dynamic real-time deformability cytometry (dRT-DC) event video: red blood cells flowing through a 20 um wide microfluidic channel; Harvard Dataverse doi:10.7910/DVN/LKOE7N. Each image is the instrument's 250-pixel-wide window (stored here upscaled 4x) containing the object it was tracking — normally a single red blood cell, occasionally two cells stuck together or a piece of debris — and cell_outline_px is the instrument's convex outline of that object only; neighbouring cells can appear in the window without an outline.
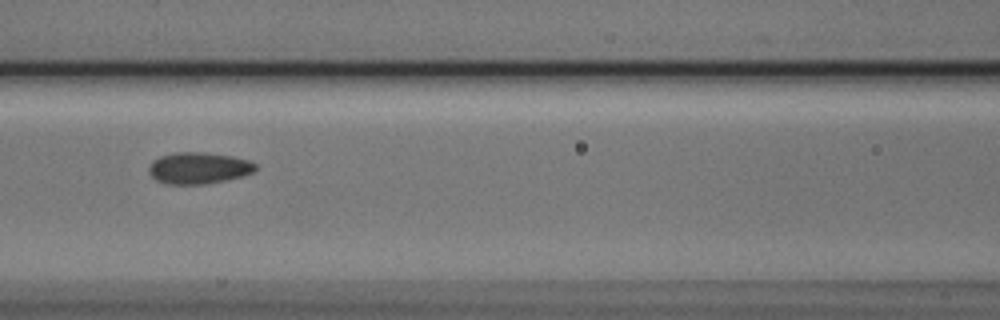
{"species": "Egyptian fruit bat (a non-hibernating species)", "species_latin": "Rousettus aegyptiacus", "temperature_condition": "cold", "stored_images_in_passage": 9, "camera_frame_rate_fps": 3000, "um_per_image_px": 0.085, "animal": {"sex": "male"}, "frame": {"image": 1, "passage_image": 7, "time_ms": 2.0, "image_size_px": [1000, 320], "cell_outline_px": [[256, 168], [252, 172], [240, 176], [224, 180], [204, 184], [168, 184], [156, 180], [148, 172], [148, 168], [152, 160], [160, 156], [176, 152], [204, 152], [232, 156], [248, 160], [256, 164]], "centroid_in_image_um": [16.84, 14.27], "position_along_channel_um": 149.8, "area_um2": 19.48}}
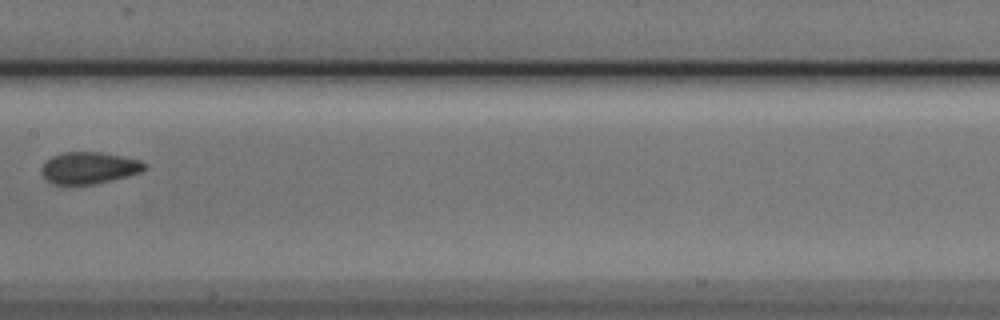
{"frame": {"image": 2, "passage_image": 8, "time_ms": 2.333, "image_size_px": [1000, 320], "cell_outline_px": [[148, 168], [140, 172], [128, 176], [92, 184], [68, 188], [52, 184], [40, 172], [40, 168], [52, 156], [60, 152], [100, 152], [140, 160], [148, 164]], "centroid_in_image_um": [7.53, 14.3], "position_along_channel_um": 199.9, "area_um2": 19.59}}
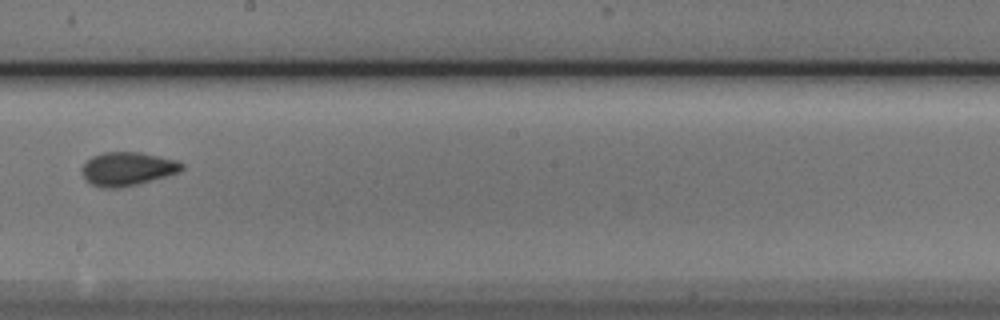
{"frame": {"image": 3, "passage_image": 9, "time_ms": 2.667, "image_size_px": [1000, 320], "cell_outline_px": [[184, 168], [180, 172], [168, 176], [120, 188], [100, 188], [88, 184], [84, 180], [80, 172], [80, 168], [92, 156], [104, 152], [140, 152], [176, 160], [184, 164]], "centroid_in_image_um": [10.79, 14.37], "position_along_channel_um": 237.4, "area_um2": 19.88}}